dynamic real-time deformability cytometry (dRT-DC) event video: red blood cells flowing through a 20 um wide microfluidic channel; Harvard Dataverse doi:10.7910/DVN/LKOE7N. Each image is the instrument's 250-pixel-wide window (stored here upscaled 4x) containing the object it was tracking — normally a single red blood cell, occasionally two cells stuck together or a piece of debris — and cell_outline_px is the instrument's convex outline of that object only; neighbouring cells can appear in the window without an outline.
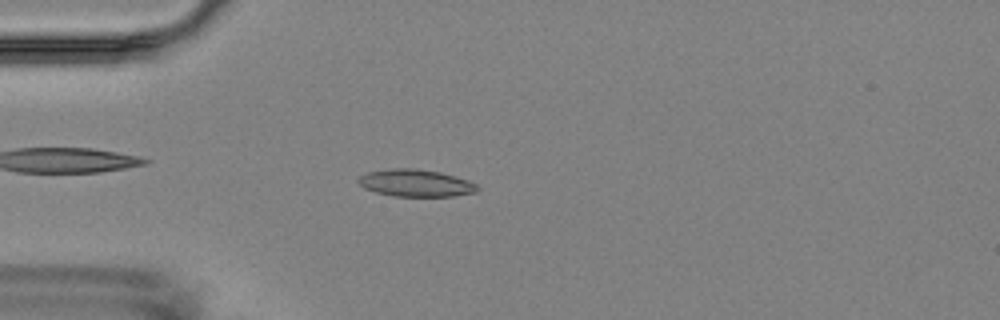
{"species": "Egyptian fruit bat (a non-hibernating species)", "species_latin": "Rousettus aegyptiacus", "temperature_condition": "room temperature", "stored_images_in_passage": 6, "camera_frame_rate_fps": 3000, "um_per_image_px": 0.085, "animal": {"sex": "female"}, "frame": {"image": 1, "passage_image": 5, "time_ms": 4.667, "image_size_px": [1000, 320], "cell_outline_px": [[480, 188], [476, 192], [452, 196], [392, 196], [376, 192], [364, 188], [356, 180], [360, 176], [368, 172], [392, 168], [416, 168], [440, 172], [468, 180], [476, 184]], "centroid_in_image_um": [35.33, 15.55], "position_along_channel_um": 49.7, "area_um2": 18.84}}